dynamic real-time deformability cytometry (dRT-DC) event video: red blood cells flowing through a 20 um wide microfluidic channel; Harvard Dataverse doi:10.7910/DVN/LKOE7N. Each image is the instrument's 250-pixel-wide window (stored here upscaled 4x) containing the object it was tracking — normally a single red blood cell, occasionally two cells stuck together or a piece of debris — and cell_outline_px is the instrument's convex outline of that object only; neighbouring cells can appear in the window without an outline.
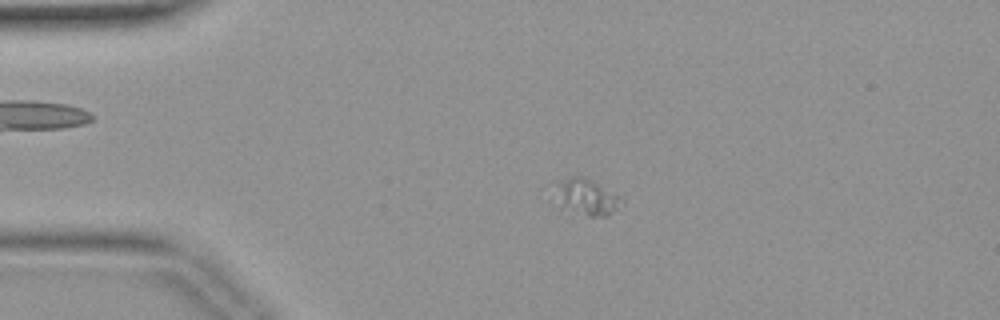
{"species": "common noctule bat (a hibernating species)", "species_latin": "Nyctalus noctula", "temperature_condition": "warm", "stored_images_in_passage": 42, "camera_frame_rate_fps": 3000, "um_per_image_px": 0.085, "animal": {"sex": "female", "body_mass_g": 19.9}, "frame": {"image": 1, "passage_image": 9, "time_ms": 2.667, "image_size_px": [1000, 320], "cell_outline_px": [[624, 204], [608, 216], [588, 216], [560, 208], [540, 188], [544, 184], [552, 180], [572, 176], [584, 176], [592, 180], [620, 196], [624, 200]], "centroid_in_image_um": [49.53, 16.68], "position_along_channel_um": 35.5, "area_um2": 16.07}}
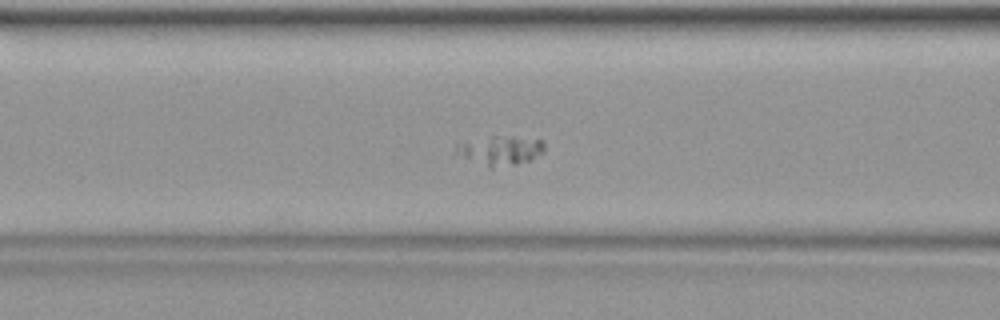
{"frame": {"image": 2, "passage_image": 17, "time_ms": 5.333, "image_size_px": [1000, 320], "cell_outline_px": [[544, 152], [532, 160], [516, 164], [492, 168], [488, 168], [452, 156], [452, 152], [456, 140], [492, 136], [512, 136], [540, 140], [544, 144]], "centroid_in_image_um": [42.31, 12.79], "position_along_channel_um": 124.3, "area_um2": 16.24}}
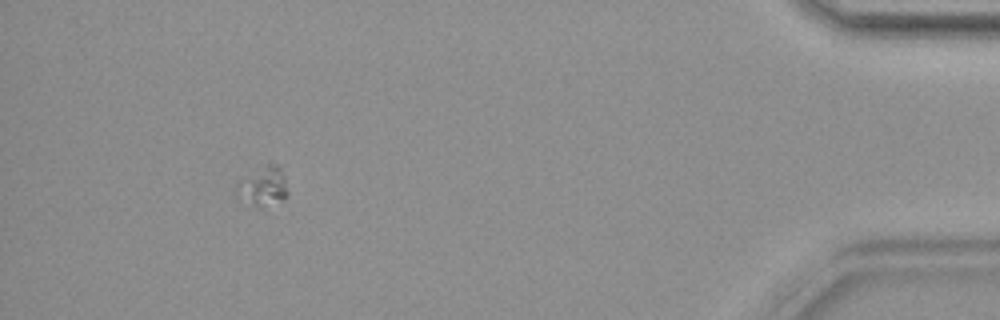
{"frame": {"image": 3, "passage_image": 39, "time_ms": 12.667, "image_size_px": [1000, 320], "cell_outline_px": [[288, 192], [284, 200], [260, 208], [236, 196], [236, 184], [268, 164], [276, 164], [280, 168], [284, 176]], "centroid_in_image_um": [22.39, 15.88], "position_along_channel_um": 412.8, "area_um2": 11.27}}